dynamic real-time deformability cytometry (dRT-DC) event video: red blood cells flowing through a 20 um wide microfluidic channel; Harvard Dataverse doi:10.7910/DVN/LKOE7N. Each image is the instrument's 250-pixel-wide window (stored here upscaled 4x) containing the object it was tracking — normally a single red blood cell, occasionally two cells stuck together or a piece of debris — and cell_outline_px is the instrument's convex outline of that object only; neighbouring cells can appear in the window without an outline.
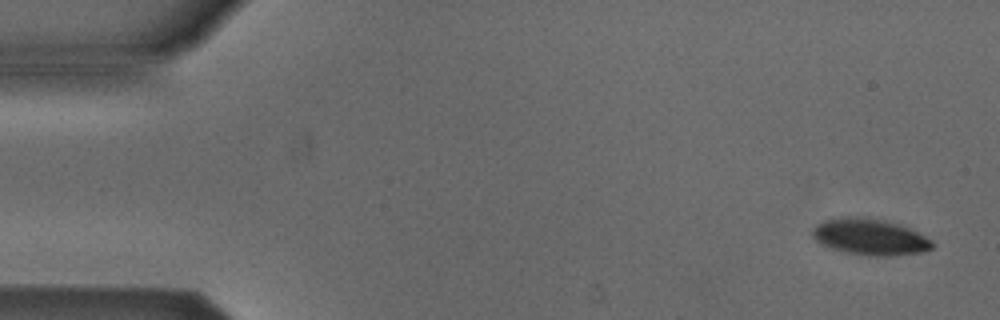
{"species": "Egyptian fruit bat (a non-hibernating species)", "species_latin": "Rousettus aegyptiacus", "temperature_condition": "cold", "stored_images_in_passage": 4, "camera_frame_rate_fps": 3000, "um_per_image_px": 0.085, "animal": {"sex": "male"}, "frame": {"image": 1, "passage_image": 1, "time_ms": 0.0, "image_size_px": [1000, 320], "cell_outline_px": [[936, 244], [932, 248], [924, 252], [892, 256], [868, 256], [848, 252], [832, 248], [820, 244], [812, 236], [812, 228], [816, 224], [824, 220], [840, 216], [856, 216], [884, 220], [900, 224], [932, 240]], "centroid_in_image_um": [73.94, 20.13], "position_along_channel_um": 11.1, "area_um2": 25.55}}